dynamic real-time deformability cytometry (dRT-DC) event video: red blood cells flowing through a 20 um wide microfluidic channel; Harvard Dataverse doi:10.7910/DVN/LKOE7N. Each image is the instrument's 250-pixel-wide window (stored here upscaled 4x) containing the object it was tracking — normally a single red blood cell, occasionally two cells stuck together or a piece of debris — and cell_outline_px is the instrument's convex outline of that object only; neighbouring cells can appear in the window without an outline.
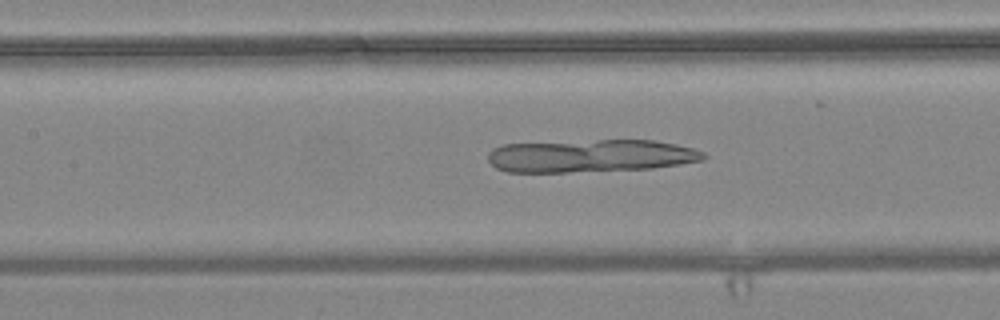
{"species": "common noctule bat (a hibernating species)", "species_latin": "Nyctalus noctula", "temperature_condition": "warm", "stored_images_in_passage": 56, "camera_frame_rate_fps": 3000, "um_per_image_px": 0.085, "animal": {"sex": "female", "body_mass_g": 24.6, "forearm_length_mm": 56.2}, "frame": {"image": 1, "passage_image": 25, "time_ms": 8.0, "image_size_px": [1000, 320], "cell_outline_px": [[708, 156], [704, 160], [680, 164], [652, 168], [568, 172], [508, 172], [496, 168], [488, 160], [488, 152], [492, 148], [504, 144], [600, 140], [656, 140], [676, 144], [692, 148], [704, 152]], "centroid_in_image_um": [50.21, 13.24], "position_along_channel_um": 157.2, "area_um2": 41.21}}
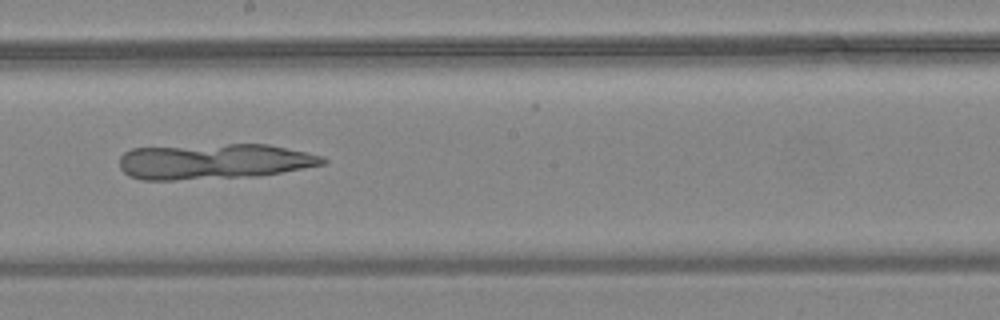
{"frame": {"image": 2, "passage_image": 31, "time_ms": 10.0, "image_size_px": [1000, 320], "cell_outline_px": [[328, 160], [324, 164], [280, 172], [256, 176], [172, 180], [140, 180], [128, 176], [120, 168], [120, 156], [124, 152], [132, 148], [228, 144], [268, 144], [324, 156]], "centroid_in_image_um": [18.15, 13.72], "position_along_channel_um": 230.1, "area_um2": 42.02}}
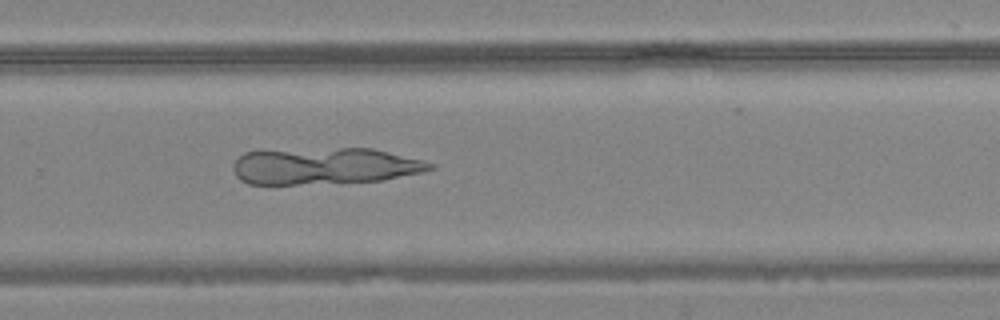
{"frame": {"image": 3, "passage_image": 37, "time_ms": 12.0, "image_size_px": [1000, 320], "cell_outline_px": [[436, 168], [424, 172], [384, 180], [296, 184], [248, 184], [240, 180], [236, 176], [232, 168], [232, 164], [244, 152], [340, 148], [372, 148], [424, 160], [436, 164]], "centroid_in_image_um": [27.65, 14.12], "position_along_channel_um": 302.2, "area_um2": 41.91}}